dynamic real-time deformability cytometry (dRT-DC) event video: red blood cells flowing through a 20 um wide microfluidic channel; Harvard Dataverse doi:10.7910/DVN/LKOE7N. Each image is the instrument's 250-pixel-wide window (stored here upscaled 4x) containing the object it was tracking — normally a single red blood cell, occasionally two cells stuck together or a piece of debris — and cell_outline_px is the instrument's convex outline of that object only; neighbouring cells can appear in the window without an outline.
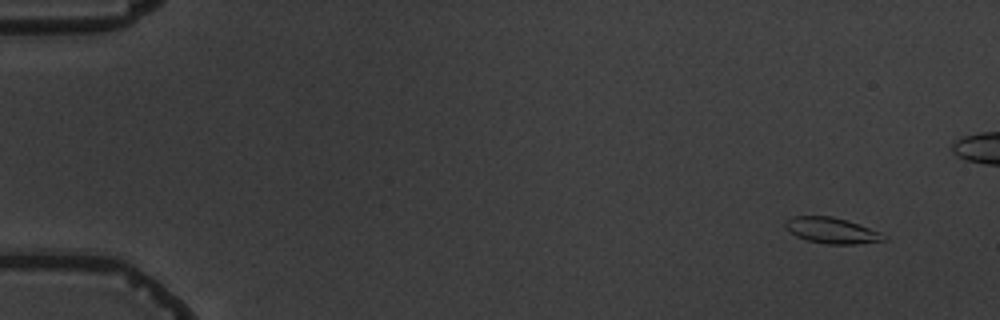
{"species": "common noctule bat (a hibernating species)", "species_latin": "Nyctalus noctula", "temperature_condition": "warm", "stored_images_in_passage": 4, "camera_frame_rate_fps": 3000, "um_per_image_px": 0.085, "animal": {"sex": "male", "body_mass_g": 19.5, "forearm_length_mm": 54.6}, "frame": {"image": 1, "passage_image": 1, "time_ms": 0.0, "image_size_px": [1000, 320], "cell_outline_px": [[888, 240], [856, 244], [824, 244], [808, 240], [796, 236], [784, 224], [784, 220], [792, 216], [832, 216], [880, 232], [888, 236]], "centroid_in_image_um": [70.71, 19.6], "position_along_channel_um": 14.3, "area_um2": 14.68}}